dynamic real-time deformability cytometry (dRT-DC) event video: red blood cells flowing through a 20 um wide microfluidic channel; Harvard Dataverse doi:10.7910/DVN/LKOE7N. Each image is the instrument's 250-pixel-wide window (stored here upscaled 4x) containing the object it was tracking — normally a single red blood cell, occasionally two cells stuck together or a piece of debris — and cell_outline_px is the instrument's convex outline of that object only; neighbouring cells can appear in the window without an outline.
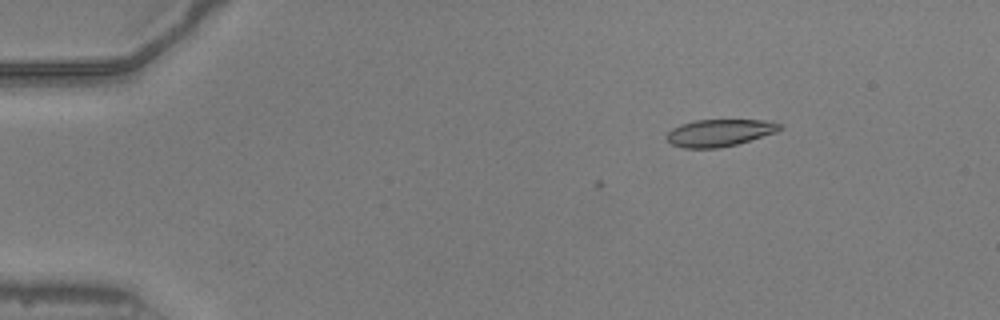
{"species": "common noctule bat (a hibernating species)", "species_latin": "Nyctalus noctula", "temperature_condition": "warm", "stored_images_in_passage": 2, "camera_frame_rate_fps": 3000, "um_per_image_px": 0.085, "animal": {"sex": "male", "body_mass_g": 20.5, "forearm_length_mm": 52.5}, "frame": {"image": 1, "passage_image": 2, "time_ms": 0.333, "image_size_px": [1000, 320], "cell_outline_px": [[784, 128], [776, 132], [736, 144], [720, 148], [684, 148], [672, 144], [664, 136], [672, 128], [680, 124], [696, 120], [772, 120], [784, 124]], "centroid_in_image_um": [61.19, 11.27], "position_along_channel_um": 23.8, "area_um2": 18.03}}